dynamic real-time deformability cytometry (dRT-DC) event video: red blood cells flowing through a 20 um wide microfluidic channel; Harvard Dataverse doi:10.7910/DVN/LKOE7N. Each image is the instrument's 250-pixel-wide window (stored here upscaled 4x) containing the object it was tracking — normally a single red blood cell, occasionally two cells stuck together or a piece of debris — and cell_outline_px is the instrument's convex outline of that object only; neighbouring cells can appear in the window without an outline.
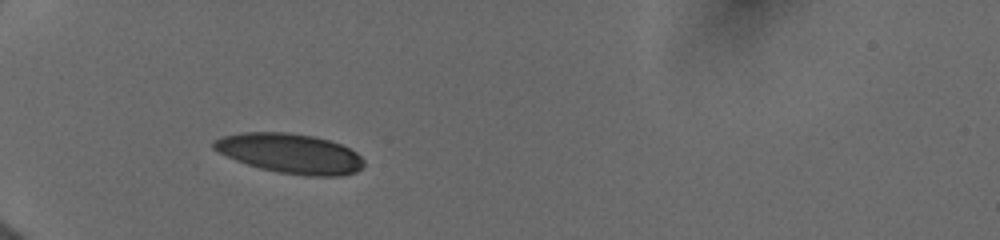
{"species": "human", "species_latin": "Homo sapiens", "temperature_condition": "cold", "stored_images_in_passage": 4, "camera_frame_rate_fps": 3000, "um_per_image_px": 0.085, "donor": {"sex": "female"}, "frame": {"image": 1, "passage_image": 3, "time_ms": 2.333, "image_size_px": [1000, 240], "cell_outline_px": [[364, 168], [356, 172], [340, 176], [304, 176], [276, 172], [260, 168], [236, 160], [212, 148], [212, 140], [220, 136], [244, 132], [288, 132], [312, 136], [328, 140], [340, 144], [356, 152], [364, 160]], "centroid_in_image_um": [24.66, 13.04], "position_along_channel_um": 60.3, "area_um2": 34.91}}